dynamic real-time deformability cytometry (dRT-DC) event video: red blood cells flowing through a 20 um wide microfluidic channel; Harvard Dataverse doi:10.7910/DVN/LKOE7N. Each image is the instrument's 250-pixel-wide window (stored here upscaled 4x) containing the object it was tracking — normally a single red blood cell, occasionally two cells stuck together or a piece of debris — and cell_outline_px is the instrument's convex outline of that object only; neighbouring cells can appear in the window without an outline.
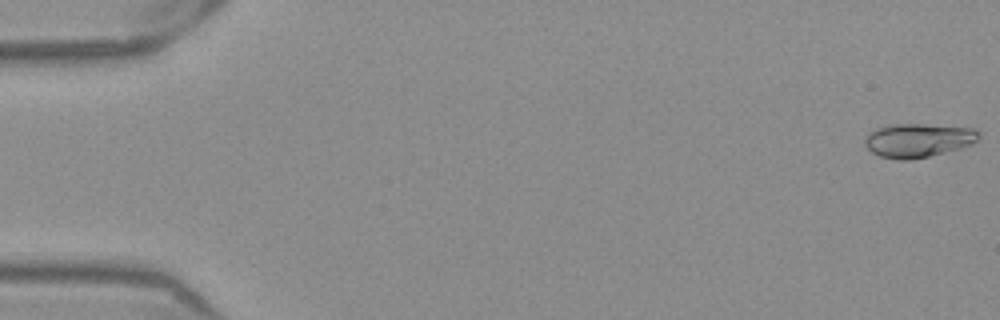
{"species": "Egyptian fruit bat (a non-hibernating species)", "species_latin": "Rousettus aegyptiacus", "temperature_condition": "warm", "stored_images_in_passage": 52, "camera_frame_rate_fps": 3000, "um_per_image_px": 0.085, "frame": {"image": 1, "passage_image": 1, "time_ms": 0.0, "image_size_px": [1000, 320], "cell_outline_px": [[980, 136], [972, 144], [960, 148], [912, 160], [900, 160], [880, 156], [872, 152], [864, 144], [864, 136], [868, 132], [876, 128], [896, 124], [924, 124], [972, 128], [980, 132]], "centroid_in_image_um": [78.01, 11.92], "position_along_channel_um": 7.0, "area_um2": 22.43}}
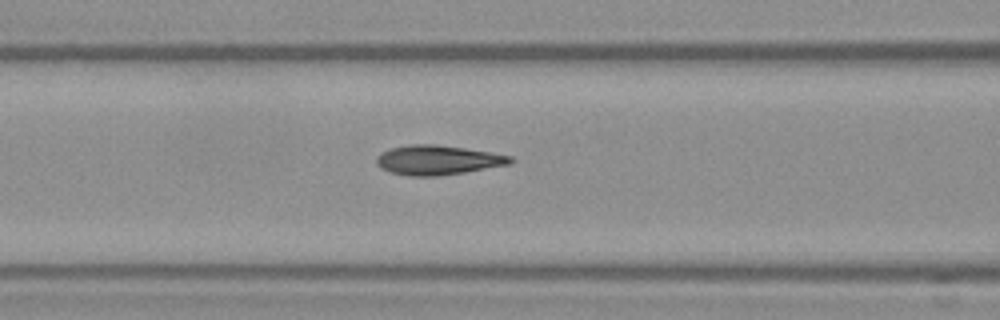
{"frame": {"image": 2, "passage_image": 22, "time_ms": 7.0, "image_size_px": [1000, 320], "cell_outline_px": [[516, 160], [512, 164], [464, 172], [436, 176], [408, 176], [388, 172], [380, 168], [376, 164], [376, 156], [380, 152], [392, 148], [408, 144], [436, 144], [492, 152], [512, 156]], "centroid_in_image_um": [37.21, 13.6], "position_along_channel_um": 129.4, "area_um2": 23.35}}
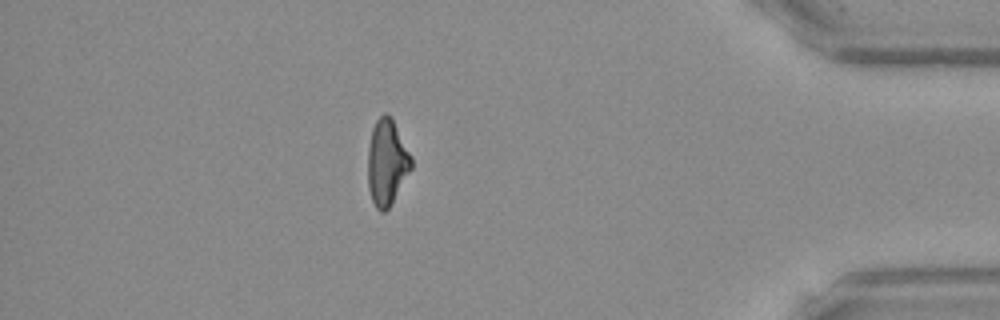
{"frame": {"image": 3, "passage_image": 46, "time_ms": 15.0, "image_size_px": [1000, 320], "cell_outline_px": [[412, 168], [388, 208], [384, 212], [380, 212], [376, 208], [372, 200], [368, 188], [368, 148], [372, 128], [376, 120], [384, 112], [388, 112], [392, 116], [412, 156]], "centroid_in_image_um": [32.89, 13.75], "position_along_channel_um": 402.3, "area_um2": 21.91}, "authors_computed_cell_mechanics": {"area_um2": 22.3686, "velocity_mm_per_s": 3.9269, "shape_relaxation_time_tau1_ms": 5.327, "shape_relaxation_time_tau2_ms": 1.1978, "deformation_change_tau1": 0.19, "deformation_change_tau2": 0.0788}}